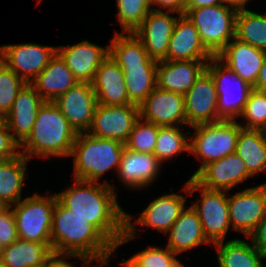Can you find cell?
Listing matches in <instances>:
<instances>
[{"label": "cell", "instance_id": "obj_1", "mask_svg": "<svg viewBox=\"0 0 266 267\" xmlns=\"http://www.w3.org/2000/svg\"><path fill=\"white\" fill-rule=\"evenodd\" d=\"M72 179V185L55 192L57 200L74 214L88 219L117 247L125 232V210L117 201L116 185Z\"/></svg>", "mask_w": 266, "mask_h": 267}, {"label": "cell", "instance_id": "obj_2", "mask_svg": "<svg viewBox=\"0 0 266 267\" xmlns=\"http://www.w3.org/2000/svg\"><path fill=\"white\" fill-rule=\"evenodd\" d=\"M53 253L77 255L96 265H109L116 247L88 219L74 214L58 200L52 216Z\"/></svg>", "mask_w": 266, "mask_h": 267}, {"label": "cell", "instance_id": "obj_3", "mask_svg": "<svg viewBox=\"0 0 266 267\" xmlns=\"http://www.w3.org/2000/svg\"><path fill=\"white\" fill-rule=\"evenodd\" d=\"M115 31L109 54L124 72L130 103L139 106L157 87V61L148 56L143 42L134 33Z\"/></svg>", "mask_w": 266, "mask_h": 267}, {"label": "cell", "instance_id": "obj_4", "mask_svg": "<svg viewBox=\"0 0 266 267\" xmlns=\"http://www.w3.org/2000/svg\"><path fill=\"white\" fill-rule=\"evenodd\" d=\"M77 132L54 102L44 101L20 151L29 160L70 157Z\"/></svg>", "mask_w": 266, "mask_h": 267}, {"label": "cell", "instance_id": "obj_5", "mask_svg": "<svg viewBox=\"0 0 266 267\" xmlns=\"http://www.w3.org/2000/svg\"><path fill=\"white\" fill-rule=\"evenodd\" d=\"M124 149L125 144L120 141L78 133L70 155L72 178L110 184L102 178L111 169L117 174Z\"/></svg>", "mask_w": 266, "mask_h": 267}, {"label": "cell", "instance_id": "obj_6", "mask_svg": "<svg viewBox=\"0 0 266 267\" xmlns=\"http://www.w3.org/2000/svg\"><path fill=\"white\" fill-rule=\"evenodd\" d=\"M181 191L185 193L182 195L176 192H169L153 198L145 209L139 212V216L125 211V232L116 247V251L121 245L123 246L133 239H138V229L145 232L146 228H152V230L155 229L158 233L161 232L166 235L179 218L180 213L188 205V203L186 204V198L190 196L188 194L187 181L182 186ZM132 218L135 219L133 222ZM138 225L139 227H137Z\"/></svg>", "mask_w": 266, "mask_h": 267}, {"label": "cell", "instance_id": "obj_7", "mask_svg": "<svg viewBox=\"0 0 266 267\" xmlns=\"http://www.w3.org/2000/svg\"><path fill=\"white\" fill-rule=\"evenodd\" d=\"M189 154L201 163L190 175L193 177L203 166L227 154L236 152L237 138L242 126L236 120H221L190 127Z\"/></svg>", "mask_w": 266, "mask_h": 267}, {"label": "cell", "instance_id": "obj_8", "mask_svg": "<svg viewBox=\"0 0 266 267\" xmlns=\"http://www.w3.org/2000/svg\"><path fill=\"white\" fill-rule=\"evenodd\" d=\"M237 13V7L224 3L185 8L184 15L197 28L204 46L217 56L236 36Z\"/></svg>", "mask_w": 266, "mask_h": 267}, {"label": "cell", "instance_id": "obj_9", "mask_svg": "<svg viewBox=\"0 0 266 267\" xmlns=\"http://www.w3.org/2000/svg\"><path fill=\"white\" fill-rule=\"evenodd\" d=\"M47 195L35 192L11 206L19 239L51 244L52 216L57 197L55 193Z\"/></svg>", "mask_w": 266, "mask_h": 267}, {"label": "cell", "instance_id": "obj_10", "mask_svg": "<svg viewBox=\"0 0 266 267\" xmlns=\"http://www.w3.org/2000/svg\"><path fill=\"white\" fill-rule=\"evenodd\" d=\"M189 196L198 191L197 201L191 207L197 212L202 224V230L208 242L212 245L226 241L230 232L228 191L211 190L198 184L192 177L187 180Z\"/></svg>", "mask_w": 266, "mask_h": 267}, {"label": "cell", "instance_id": "obj_11", "mask_svg": "<svg viewBox=\"0 0 266 267\" xmlns=\"http://www.w3.org/2000/svg\"><path fill=\"white\" fill-rule=\"evenodd\" d=\"M206 70L213 78L218 95L217 111L222 120H238L253 88L214 56Z\"/></svg>", "mask_w": 266, "mask_h": 267}, {"label": "cell", "instance_id": "obj_12", "mask_svg": "<svg viewBox=\"0 0 266 267\" xmlns=\"http://www.w3.org/2000/svg\"><path fill=\"white\" fill-rule=\"evenodd\" d=\"M231 230L248 237L266 215V182L228 194Z\"/></svg>", "mask_w": 266, "mask_h": 267}, {"label": "cell", "instance_id": "obj_13", "mask_svg": "<svg viewBox=\"0 0 266 267\" xmlns=\"http://www.w3.org/2000/svg\"><path fill=\"white\" fill-rule=\"evenodd\" d=\"M0 52L1 62L26 83H32L56 54L57 46L16 43L1 45Z\"/></svg>", "mask_w": 266, "mask_h": 267}, {"label": "cell", "instance_id": "obj_14", "mask_svg": "<svg viewBox=\"0 0 266 267\" xmlns=\"http://www.w3.org/2000/svg\"><path fill=\"white\" fill-rule=\"evenodd\" d=\"M138 119L139 107L136 105L109 106L98 103L87 133L125 144Z\"/></svg>", "mask_w": 266, "mask_h": 267}, {"label": "cell", "instance_id": "obj_15", "mask_svg": "<svg viewBox=\"0 0 266 267\" xmlns=\"http://www.w3.org/2000/svg\"><path fill=\"white\" fill-rule=\"evenodd\" d=\"M184 105L187 129L222 120L217 111L218 95L215 82L206 69L184 95Z\"/></svg>", "mask_w": 266, "mask_h": 267}, {"label": "cell", "instance_id": "obj_16", "mask_svg": "<svg viewBox=\"0 0 266 267\" xmlns=\"http://www.w3.org/2000/svg\"><path fill=\"white\" fill-rule=\"evenodd\" d=\"M139 118L157 126H187L184 95L156 87L138 106Z\"/></svg>", "mask_w": 266, "mask_h": 267}, {"label": "cell", "instance_id": "obj_17", "mask_svg": "<svg viewBox=\"0 0 266 267\" xmlns=\"http://www.w3.org/2000/svg\"><path fill=\"white\" fill-rule=\"evenodd\" d=\"M192 178L207 189L230 192L253 176L241 157L234 152L207 163Z\"/></svg>", "mask_w": 266, "mask_h": 267}, {"label": "cell", "instance_id": "obj_18", "mask_svg": "<svg viewBox=\"0 0 266 267\" xmlns=\"http://www.w3.org/2000/svg\"><path fill=\"white\" fill-rule=\"evenodd\" d=\"M78 133H87L98 104L93 84L78 82L53 101Z\"/></svg>", "mask_w": 266, "mask_h": 267}, {"label": "cell", "instance_id": "obj_19", "mask_svg": "<svg viewBox=\"0 0 266 267\" xmlns=\"http://www.w3.org/2000/svg\"><path fill=\"white\" fill-rule=\"evenodd\" d=\"M57 53L78 82L93 83L99 66L109 55V44L103 47L82 40L73 45H57Z\"/></svg>", "mask_w": 266, "mask_h": 267}, {"label": "cell", "instance_id": "obj_20", "mask_svg": "<svg viewBox=\"0 0 266 267\" xmlns=\"http://www.w3.org/2000/svg\"><path fill=\"white\" fill-rule=\"evenodd\" d=\"M179 16L180 14L171 11L151 10L134 32L143 42L151 59L157 62L166 59L170 38Z\"/></svg>", "mask_w": 266, "mask_h": 267}, {"label": "cell", "instance_id": "obj_21", "mask_svg": "<svg viewBox=\"0 0 266 267\" xmlns=\"http://www.w3.org/2000/svg\"><path fill=\"white\" fill-rule=\"evenodd\" d=\"M163 165L153 154L130 151L125 148L116 174L121 185L130 191H143L160 177Z\"/></svg>", "mask_w": 266, "mask_h": 267}, {"label": "cell", "instance_id": "obj_22", "mask_svg": "<svg viewBox=\"0 0 266 267\" xmlns=\"http://www.w3.org/2000/svg\"><path fill=\"white\" fill-rule=\"evenodd\" d=\"M44 103L31 83L19 91L11 110L4 118L13 138L21 145L30 135L40 106Z\"/></svg>", "mask_w": 266, "mask_h": 267}, {"label": "cell", "instance_id": "obj_23", "mask_svg": "<svg viewBox=\"0 0 266 267\" xmlns=\"http://www.w3.org/2000/svg\"><path fill=\"white\" fill-rule=\"evenodd\" d=\"M214 55L204 46L195 25L180 15L174 25L165 60H211Z\"/></svg>", "mask_w": 266, "mask_h": 267}, {"label": "cell", "instance_id": "obj_24", "mask_svg": "<svg viewBox=\"0 0 266 267\" xmlns=\"http://www.w3.org/2000/svg\"><path fill=\"white\" fill-rule=\"evenodd\" d=\"M265 54L266 51L233 38L216 57L241 79L254 87Z\"/></svg>", "mask_w": 266, "mask_h": 267}, {"label": "cell", "instance_id": "obj_25", "mask_svg": "<svg viewBox=\"0 0 266 267\" xmlns=\"http://www.w3.org/2000/svg\"><path fill=\"white\" fill-rule=\"evenodd\" d=\"M210 60H163L157 62V87L185 95L205 71Z\"/></svg>", "mask_w": 266, "mask_h": 267}, {"label": "cell", "instance_id": "obj_26", "mask_svg": "<svg viewBox=\"0 0 266 267\" xmlns=\"http://www.w3.org/2000/svg\"><path fill=\"white\" fill-rule=\"evenodd\" d=\"M92 84L99 104L133 105L127 94L124 72L110 54L99 66Z\"/></svg>", "mask_w": 266, "mask_h": 267}, {"label": "cell", "instance_id": "obj_27", "mask_svg": "<svg viewBox=\"0 0 266 267\" xmlns=\"http://www.w3.org/2000/svg\"><path fill=\"white\" fill-rule=\"evenodd\" d=\"M166 236L165 245L179 257L201 245H211L203 233L197 212L191 206L184 208Z\"/></svg>", "mask_w": 266, "mask_h": 267}, {"label": "cell", "instance_id": "obj_28", "mask_svg": "<svg viewBox=\"0 0 266 267\" xmlns=\"http://www.w3.org/2000/svg\"><path fill=\"white\" fill-rule=\"evenodd\" d=\"M77 83L72 71L56 52L31 84L44 101L53 102Z\"/></svg>", "mask_w": 266, "mask_h": 267}, {"label": "cell", "instance_id": "obj_29", "mask_svg": "<svg viewBox=\"0 0 266 267\" xmlns=\"http://www.w3.org/2000/svg\"><path fill=\"white\" fill-rule=\"evenodd\" d=\"M29 160L24 154L15 158L0 161V204L11 207L17 204L22 197L23 187L27 180Z\"/></svg>", "mask_w": 266, "mask_h": 267}, {"label": "cell", "instance_id": "obj_30", "mask_svg": "<svg viewBox=\"0 0 266 267\" xmlns=\"http://www.w3.org/2000/svg\"><path fill=\"white\" fill-rule=\"evenodd\" d=\"M248 237L244 239H229L211 246H215L218 267H266V256L262 254Z\"/></svg>", "mask_w": 266, "mask_h": 267}, {"label": "cell", "instance_id": "obj_31", "mask_svg": "<svg viewBox=\"0 0 266 267\" xmlns=\"http://www.w3.org/2000/svg\"><path fill=\"white\" fill-rule=\"evenodd\" d=\"M236 153L253 177L262 172L266 173V131L241 128L237 138Z\"/></svg>", "mask_w": 266, "mask_h": 267}, {"label": "cell", "instance_id": "obj_32", "mask_svg": "<svg viewBox=\"0 0 266 267\" xmlns=\"http://www.w3.org/2000/svg\"><path fill=\"white\" fill-rule=\"evenodd\" d=\"M52 254L51 244L18 239L4 247L0 267L46 265L47 259Z\"/></svg>", "mask_w": 266, "mask_h": 267}, {"label": "cell", "instance_id": "obj_33", "mask_svg": "<svg viewBox=\"0 0 266 267\" xmlns=\"http://www.w3.org/2000/svg\"><path fill=\"white\" fill-rule=\"evenodd\" d=\"M187 126L159 127L154 155L161 164L173 161L182 152L189 154L190 132ZM185 130V131H184Z\"/></svg>", "mask_w": 266, "mask_h": 267}, {"label": "cell", "instance_id": "obj_34", "mask_svg": "<svg viewBox=\"0 0 266 267\" xmlns=\"http://www.w3.org/2000/svg\"><path fill=\"white\" fill-rule=\"evenodd\" d=\"M235 38L266 51V12L262 14L248 8L238 9Z\"/></svg>", "mask_w": 266, "mask_h": 267}, {"label": "cell", "instance_id": "obj_35", "mask_svg": "<svg viewBox=\"0 0 266 267\" xmlns=\"http://www.w3.org/2000/svg\"><path fill=\"white\" fill-rule=\"evenodd\" d=\"M178 258L177 255L166 245H148V247L133 253L129 259L122 258L118 267H169ZM121 264V265H120Z\"/></svg>", "mask_w": 266, "mask_h": 267}, {"label": "cell", "instance_id": "obj_36", "mask_svg": "<svg viewBox=\"0 0 266 267\" xmlns=\"http://www.w3.org/2000/svg\"><path fill=\"white\" fill-rule=\"evenodd\" d=\"M121 33H134L152 10L150 0H116Z\"/></svg>", "mask_w": 266, "mask_h": 267}, {"label": "cell", "instance_id": "obj_37", "mask_svg": "<svg viewBox=\"0 0 266 267\" xmlns=\"http://www.w3.org/2000/svg\"><path fill=\"white\" fill-rule=\"evenodd\" d=\"M240 117H242V121ZM237 122L242 128L266 131V91L251 89L243 112Z\"/></svg>", "mask_w": 266, "mask_h": 267}, {"label": "cell", "instance_id": "obj_38", "mask_svg": "<svg viewBox=\"0 0 266 267\" xmlns=\"http://www.w3.org/2000/svg\"><path fill=\"white\" fill-rule=\"evenodd\" d=\"M159 127L139 118L130 132L125 148L130 151L154 155Z\"/></svg>", "mask_w": 266, "mask_h": 267}, {"label": "cell", "instance_id": "obj_39", "mask_svg": "<svg viewBox=\"0 0 266 267\" xmlns=\"http://www.w3.org/2000/svg\"><path fill=\"white\" fill-rule=\"evenodd\" d=\"M26 82L0 61V115L5 118Z\"/></svg>", "mask_w": 266, "mask_h": 267}, {"label": "cell", "instance_id": "obj_40", "mask_svg": "<svg viewBox=\"0 0 266 267\" xmlns=\"http://www.w3.org/2000/svg\"><path fill=\"white\" fill-rule=\"evenodd\" d=\"M18 239L13 210L11 207H2L0 209V242L8 246Z\"/></svg>", "mask_w": 266, "mask_h": 267}, {"label": "cell", "instance_id": "obj_41", "mask_svg": "<svg viewBox=\"0 0 266 267\" xmlns=\"http://www.w3.org/2000/svg\"><path fill=\"white\" fill-rule=\"evenodd\" d=\"M21 154L19 143L13 138L6 122L0 125V161L15 158Z\"/></svg>", "mask_w": 266, "mask_h": 267}, {"label": "cell", "instance_id": "obj_42", "mask_svg": "<svg viewBox=\"0 0 266 267\" xmlns=\"http://www.w3.org/2000/svg\"><path fill=\"white\" fill-rule=\"evenodd\" d=\"M70 259V260H69ZM71 259H77V260H81V264L79 267H95L96 264L89 260H87L84 257L81 256H77V255H68V254H56L53 253L46 262L45 267H77L75 265V263H77L76 261H74V263H72Z\"/></svg>", "mask_w": 266, "mask_h": 267}, {"label": "cell", "instance_id": "obj_43", "mask_svg": "<svg viewBox=\"0 0 266 267\" xmlns=\"http://www.w3.org/2000/svg\"><path fill=\"white\" fill-rule=\"evenodd\" d=\"M150 3L152 10L171 11L180 15L185 13L186 0H150Z\"/></svg>", "mask_w": 266, "mask_h": 267}, {"label": "cell", "instance_id": "obj_44", "mask_svg": "<svg viewBox=\"0 0 266 267\" xmlns=\"http://www.w3.org/2000/svg\"><path fill=\"white\" fill-rule=\"evenodd\" d=\"M252 244L266 256V215L248 236Z\"/></svg>", "mask_w": 266, "mask_h": 267}, {"label": "cell", "instance_id": "obj_45", "mask_svg": "<svg viewBox=\"0 0 266 267\" xmlns=\"http://www.w3.org/2000/svg\"><path fill=\"white\" fill-rule=\"evenodd\" d=\"M226 3L224 0H186V8H201Z\"/></svg>", "mask_w": 266, "mask_h": 267}, {"label": "cell", "instance_id": "obj_46", "mask_svg": "<svg viewBox=\"0 0 266 267\" xmlns=\"http://www.w3.org/2000/svg\"><path fill=\"white\" fill-rule=\"evenodd\" d=\"M253 88L266 91V54H265V58H264L262 67L259 71V75H258V78L256 80V84Z\"/></svg>", "mask_w": 266, "mask_h": 267}, {"label": "cell", "instance_id": "obj_47", "mask_svg": "<svg viewBox=\"0 0 266 267\" xmlns=\"http://www.w3.org/2000/svg\"><path fill=\"white\" fill-rule=\"evenodd\" d=\"M227 4L240 8H248V3L250 0H224Z\"/></svg>", "mask_w": 266, "mask_h": 267}, {"label": "cell", "instance_id": "obj_48", "mask_svg": "<svg viewBox=\"0 0 266 267\" xmlns=\"http://www.w3.org/2000/svg\"><path fill=\"white\" fill-rule=\"evenodd\" d=\"M180 258H178L171 266L169 267H185L184 266V263L181 262V259L179 260Z\"/></svg>", "mask_w": 266, "mask_h": 267}, {"label": "cell", "instance_id": "obj_49", "mask_svg": "<svg viewBox=\"0 0 266 267\" xmlns=\"http://www.w3.org/2000/svg\"><path fill=\"white\" fill-rule=\"evenodd\" d=\"M4 245L0 242V260H1V258H2V253H3V251H4Z\"/></svg>", "mask_w": 266, "mask_h": 267}, {"label": "cell", "instance_id": "obj_50", "mask_svg": "<svg viewBox=\"0 0 266 267\" xmlns=\"http://www.w3.org/2000/svg\"><path fill=\"white\" fill-rule=\"evenodd\" d=\"M4 122V118L0 115V125Z\"/></svg>", "mask_w": 266, "mask_h": 267}, {"label": "cell", "instance_id": "obj_51", "mask_svg": "<svg viewBox=\"0 0 266 267\" xmlns=\"http://www.w3.org/2000/svg\"><path fill=\"white\" fill-rule=\"evenodd\" d=\"M105 266L110 267V264L109 265H96L95 267H105Z\"/></svg>", "mask_w": 266, "mask_h": 267}, {"label": "cell", "instance_id": "obj_52", "mask_svg": "<svg viewBox=\"0 0 266 267\" xmlns=\"http://www.w3.org/2000/svg\"><path fill=\"white\" fill-rule=\"evenodd\" d=\"M30 267H45V265H34V266H30Z\"/></svg>", "mask_w": 266, "mask_h": 267}, {"label": "cell", "instance_id": "obj_53", "mask_svg": "<svg viewBox=\"0 0 266 267\" xmlns=\"http://www.w3.org/2000/svg\"><path fill=\"white\" fill-rule=\"evenodd\" d=\"M42 2V0H37V5H39Z\"/></svg>", "mask_w": 266, "mask_h": 267}]
</instances>
